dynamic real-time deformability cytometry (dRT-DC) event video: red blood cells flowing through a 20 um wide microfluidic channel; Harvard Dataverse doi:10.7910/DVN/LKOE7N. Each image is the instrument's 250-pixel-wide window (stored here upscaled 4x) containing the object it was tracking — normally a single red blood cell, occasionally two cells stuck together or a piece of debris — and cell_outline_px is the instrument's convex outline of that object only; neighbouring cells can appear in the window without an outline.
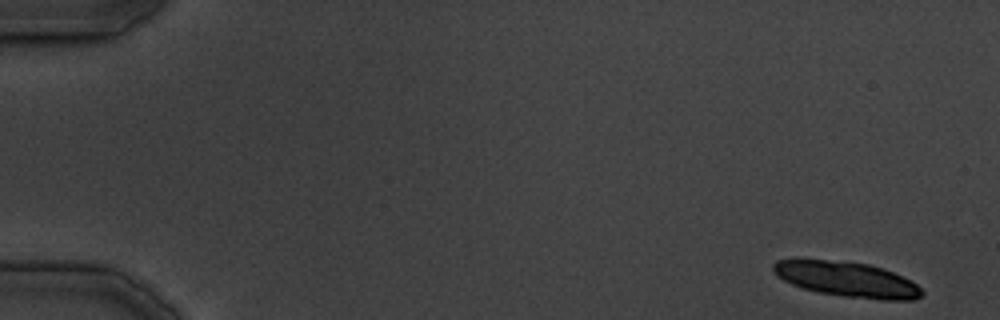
{"species": "common noctule bat (a hibernating species)", "species_latin": "Nyctalus noctula", "temperature_condition": "cold", "stored_images_in_passage": 25, "segment_of_instrument_passage": [1, 2], "camera_frame_rate_fps": 3000, "um_per_image_px": 0.085, "animal": {"sex": "male", "body_mass_g": 19.5, "forearm_length_mm": 54.6}, "frame": {"image": 1, "passage_image": 2, "time_ms": 1.0, "image_size_px": [1000, 320], "cell_outline_px": [[924, 292], [916, 300], [884, 300], [844, 296], [820, 292], [804, 288], [792, 284], [784, 280], [772, 268], [772, 264], [776, 260], [824, 260], [868, 264], [892, 272], [916, 284]], "centroid_in_image_um": [72.02, 23.76], "position_along_channel_um": 13.0, "area_um2": 29.59}}